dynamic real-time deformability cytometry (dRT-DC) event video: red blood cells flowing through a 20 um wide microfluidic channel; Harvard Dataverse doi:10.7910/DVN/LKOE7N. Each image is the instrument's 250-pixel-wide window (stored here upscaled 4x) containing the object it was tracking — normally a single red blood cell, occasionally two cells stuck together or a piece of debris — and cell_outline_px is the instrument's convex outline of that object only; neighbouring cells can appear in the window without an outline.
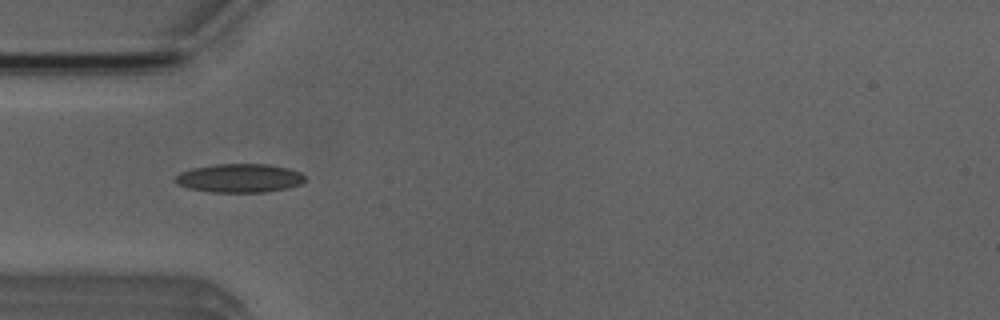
{"species": "Egyptian fruit bat (a non-hibernating species)", "species_latin": "Rousettus aegyptiacus", "temperature_condition": "room temperature", "stored_images_in_passage": 4, "camera_frame_rate_fps": 3000, "um_per_image_px": 0.085, "animal": {"sex": "male"}, "frame": {"image": 1, "passage_image": 4, "time_ms": 3.333, "image_size_px": [1000, 320], "cell_outline_px": [[304, 180], [300, 184], [288, 188], [264, 192], [212, 192], [188, 188], [176, 184], [172, 180], [180, 172], [192, 168], [216, 164], [268, 164], [288, 168], [300, 172], [304, 176]], "centroid_in_image_um": [20.32, 15.14], "position_along_channel_um": 64.7, "area_um2": 21.73}}